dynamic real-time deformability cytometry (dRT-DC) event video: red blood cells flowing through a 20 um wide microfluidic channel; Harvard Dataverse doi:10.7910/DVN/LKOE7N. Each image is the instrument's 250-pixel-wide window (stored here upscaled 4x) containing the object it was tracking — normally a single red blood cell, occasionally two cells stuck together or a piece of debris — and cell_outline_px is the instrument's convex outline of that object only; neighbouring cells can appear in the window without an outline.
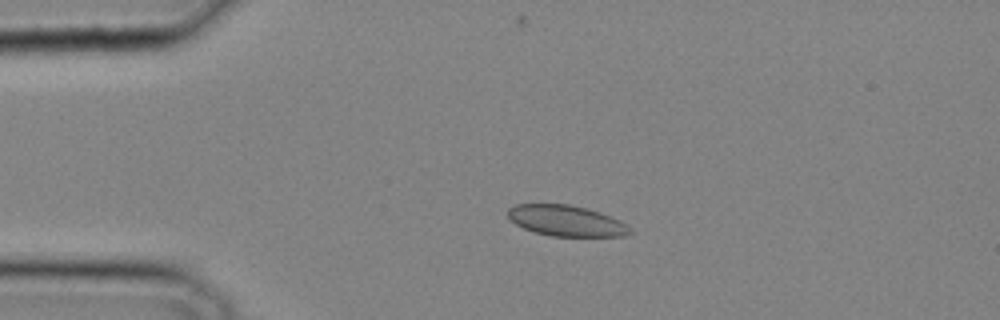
{"species": "common noctule bat (a hibernating species)", "species_latin": "Nyctalus noctula", "temperature_condition": "cold", "stored_images_in_passage": 31, "camera_frame_rate_fps": 3000, "um_per_image_px": 0.085, "animal": {"sex": "male", "body_mass_g": 20.4}, "frame": {"image": 1, "passage_image": 5, "time_ms": 1.333, "image_size_px": [1000, 320], "cell_outline_px": [[632, 232], [624, 236], [552, 236], [536, 232], [524, 228], [516, 224], [508, 216], [508, 208], [516, 204], [568, 204], [588, 208], [600, 212], [620, 220], [632, 228]], "centroid_in_image_um": [48.16, 18.76], "position_along_channel_um": 36.8, "area_um2": 21.91}}
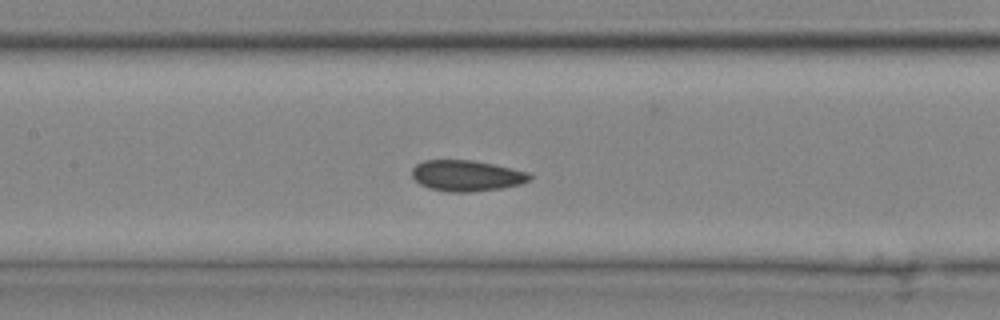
{"frame": {"image": 2, "passage_image": 14, "time_ms": 4.333, "image_size_px": [1000, 320], "cell_outline_px": [[532, 180], [520, 184], [500, 188], [468, 192], [448, 192], [432, 188], [420, 184], [412, 176], [412, 168], [416, 164], [424, 160], [472, 160], [532, 172]], "centroid_in_image_um": [39.7, 14.92], "position_along_channel_um": 167.7, "area_um2": 21.21}}
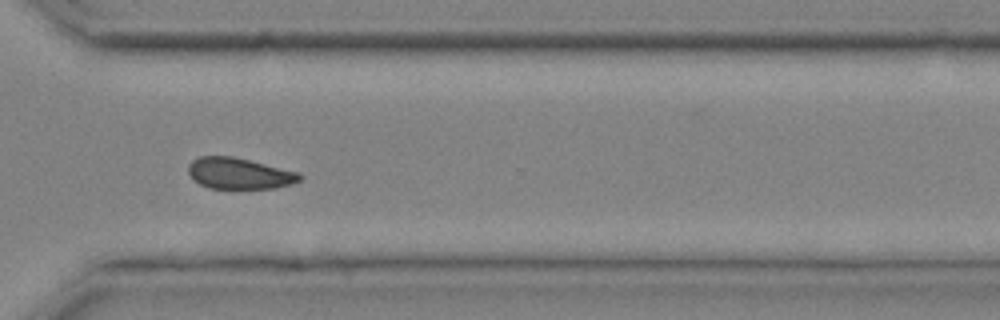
{"frame": {"image": 3, "passage_image": 24, "time_ms": 7.667, "image_size_px": [1000, 320], "cell_outline_px": [[304, 176], [300, 180], [292, 184], [276, 188], [208, 188], [200, 184], [188, 172], [188, 164], [192, 160], [200, 156], [232, 156], [300, 172]], "centroid_in_image_um": [20.37, 14.74], "position_along_channel_um": 350.2, "area_um2": 20.23}}